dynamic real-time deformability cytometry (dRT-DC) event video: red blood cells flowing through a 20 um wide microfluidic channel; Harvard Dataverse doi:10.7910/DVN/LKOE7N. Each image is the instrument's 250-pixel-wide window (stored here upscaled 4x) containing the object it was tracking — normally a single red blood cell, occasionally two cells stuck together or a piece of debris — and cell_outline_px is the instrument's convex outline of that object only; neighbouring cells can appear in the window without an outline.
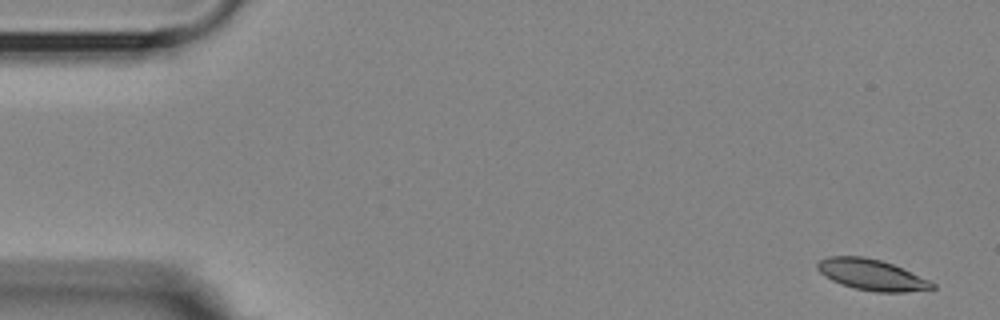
{"species": "Egyptian fruit bat (a non-hibernating species)", "species_latin": "Rousettus aegyptiacus", "temperature_condition": "room temperature", "stored_images_in_passage": 6, "camera_frame_rate_fps": 3000, "um_per_image_px": 0.085, "animal": {"sex": "female"}, "frame": {"image": 1, "passage_image": 1, "time_ms": 0.0, "image_size_px": [1000, 320], "cell_outline_px": [[936, 288], [908, 292], [876, 292], [856, 288], [832, 280], [824, 276], [816, 268], [816, 264], [820, 260], [828, 256], [864, 256], [880, 260], [892, 264], [928, 280], [936, 284]], "centroid_in_image_um": [74.07, 23.35], "position_along_channel_um": 10.9, "area_um2": 20.46}}
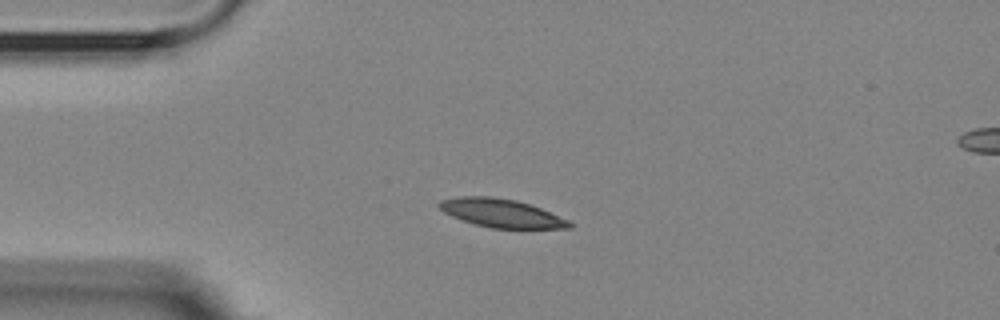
{"frame": {"image": 2, "passage_image": 4, "time_ms": 3.667, "image_size_px": [1000, 320], "cell_outline_px": [[572, 228], [492, 228], [472, 224], [460, 220], [444, 212], [436, 204], [440, 200], [460, 196], [492, 196], [516, 200], [540, 208], [568, 220], [572, 224]], "centroid_in_image_um": [42.56, 18.11], "position_along_channel_um": 42.4, "area_um2": 21.5}}
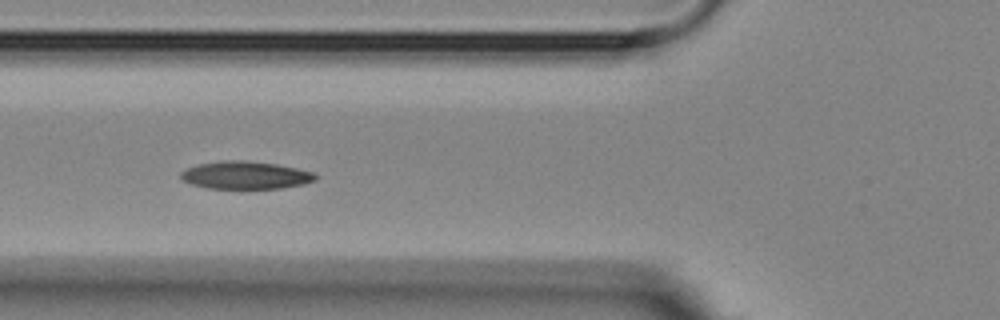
{"frame": {"image": 3, "passage_image": 6, "time_ms": 6.0, "image_size_px": [1000, 320], "cell_outline_px": [[316, 180], [304, 184], [280, 188], [208, 188], [192, 184], [184, 180], [180, 176], [180, 172], [196, 164], [224, 160], [244, 160], [276, 164], [296, 168], [312, 172], [316, 176]], "centroid_in_image_um": [20.85, 14.88], "position_along_channel_um": 104.9, "area_um2": 21.56}}